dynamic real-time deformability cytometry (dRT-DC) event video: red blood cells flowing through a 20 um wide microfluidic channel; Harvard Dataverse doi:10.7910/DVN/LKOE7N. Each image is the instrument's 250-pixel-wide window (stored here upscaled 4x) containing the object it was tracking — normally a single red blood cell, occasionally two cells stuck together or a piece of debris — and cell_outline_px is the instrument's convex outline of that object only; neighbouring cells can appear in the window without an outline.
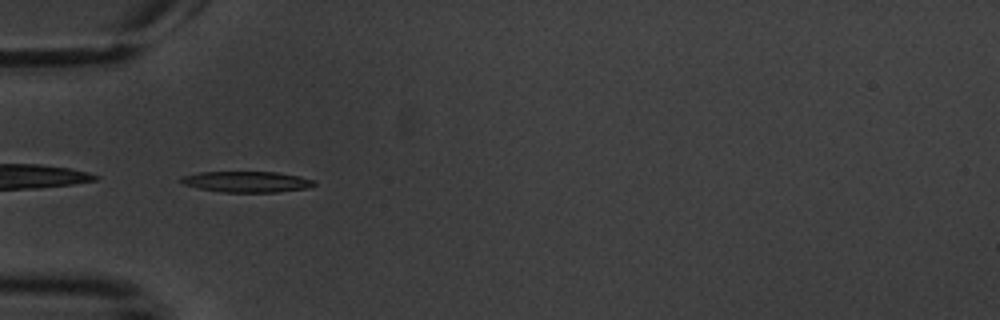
{"species": "common noctule bat (a hibernating species)", "species_latin": "Nyctalus noctula", "temperature_condition": "warm", "stored_images_in_passage": 6, "camera_frame_rate_fps": 3000, "um_per_image_px": 0.085, "animal": {"sex": "male", "body_mass_g": 20.1, "forearm_length_mm": 53.5}, "frame": {"image": 1, "passage_image": 5, "time_ms": 5.667, "image_size_px": [1000, 320], "cell_outline_px": [[316, 184], [308, 188], [276, 192], [224, 192], [200, 188], [184, 184], [176, 180], [180, 176], [200, 172], [276, 172], [300, 176], [316, 180]], "centroid_in_image_um": [20.97, 15.44], "position_along_channel_um": 64.0, "area_um2": 16.3}}